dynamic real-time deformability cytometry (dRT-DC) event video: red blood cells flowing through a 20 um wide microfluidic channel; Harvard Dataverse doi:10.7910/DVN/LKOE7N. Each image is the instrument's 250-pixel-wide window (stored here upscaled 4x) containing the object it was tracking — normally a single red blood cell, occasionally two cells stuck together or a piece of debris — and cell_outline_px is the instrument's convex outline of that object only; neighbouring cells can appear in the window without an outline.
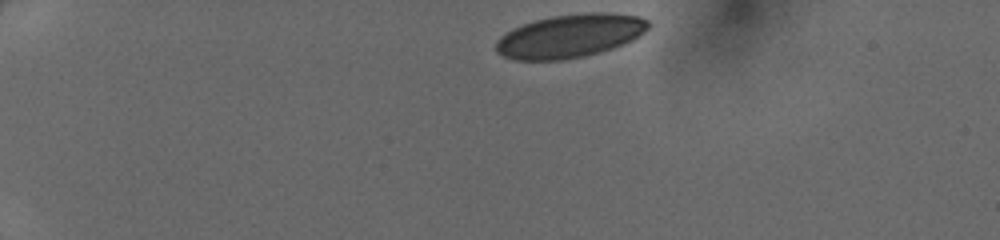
{"species": "human", "species_latin": "Homo sapiens", "temperature_condition": "cold", "stored_images_in_passage": 12, "camera_frame_rate_fps": 3000, "um_per_image_px": 0.085, "donor": {"sex": "female"}, "frame": {"image": 1, "passage_image": 1, "time_ms": 0.0, "image_size_px": [1000, 240], "cell_outline_px": [[648, 28], [644, 32], [632, 40], [612, 48], [600, 52], [584, 56], [560, 60], [516, 60], [504, 56], [496, 52], [496, 40], [500, 36], [512, 28], [536, 20], [552, 16], [588, 12], [608, 12], [640, 16], [648, 20]], "centroid_in_image_um": [48.44, 3.05], "position_along_channel_um": 36.6, "area_um2": 38.44}}
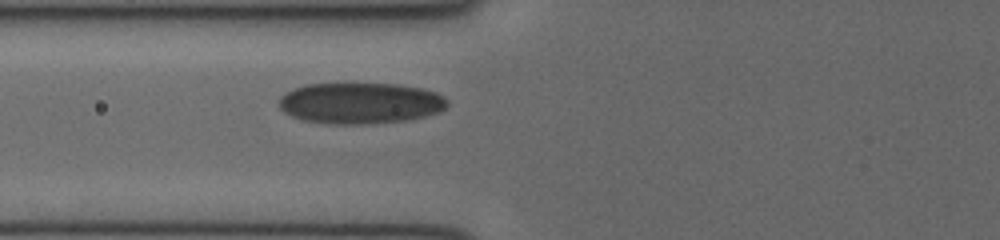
{"frame": {"image": 2, "passage_image": 9, "time_ms": 2.667, "image_size_px": [1000, 240], "cell_outline_px": [[448, 104], [440, 112], [424, 116], [404, 120], [360, 124], [332, 124], [304, 120], [292, 116], [284, 112], [280, 108], [280, 96], [292, 88], [304, 84], [344, 80], [400, 84], [420, 88], [436, 92], [444, 96], [448, 100]], "centroid_in_image_um": [30.59, 8.7], "position_along_channel_um": 95.2, "area_um2": 41.62}}
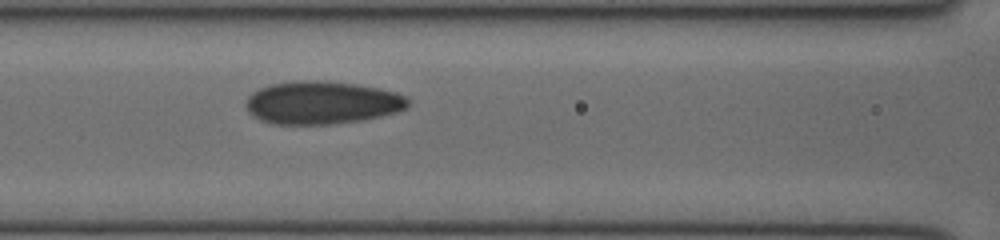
{"frame": {"image": 3, "passage_image": 12, "time_ms": 3.667, "image_size_px": [1000, 240], "cell_outline_px": [[408, 108], [396, 112], [380, 116], [360, 120], [328, 124], [272, 124], [260, 120], [252, 116], [248, 112], [244, 104], [248, 96], [252, 92], [260, 88], [272, 84], [292, 80], [328, 80], [356, 84], [380, 88], [396, 92], [404, 96], [408, 100]], "centroid_in_image_um": [27.33, 8.71], "position_along_channel_um": 139.3, "area_um2": 40.86}}